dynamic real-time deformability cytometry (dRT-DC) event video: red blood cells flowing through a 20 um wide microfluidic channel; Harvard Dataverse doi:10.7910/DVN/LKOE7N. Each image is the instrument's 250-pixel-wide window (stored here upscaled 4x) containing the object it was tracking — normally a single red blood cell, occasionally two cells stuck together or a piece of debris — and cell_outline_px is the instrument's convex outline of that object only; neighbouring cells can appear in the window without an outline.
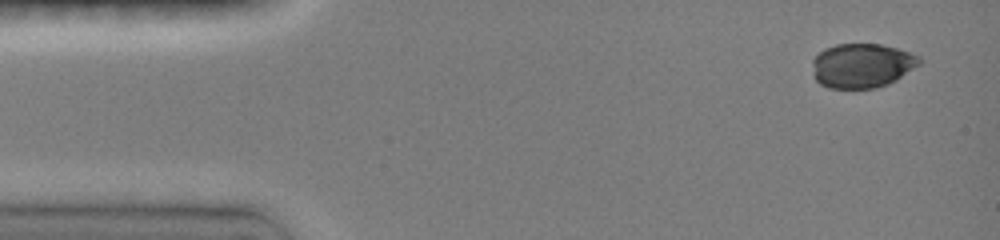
{"species": "common noctule bat (a hibernating species)", "species_latin": "Nyctalus noctula", "temperature_condition": "room temperature", "stored_images_in_passage": 14, "camera_frame_rate_fps": 3000, "um_per_image_px": 0.085, "animal": {"sex": "female", "body_mass_g": 19.0, "forearm_length_mm": 51.5}, "frame": {"image": 1, "passage_image": 1, "time_ms": 0.0, "image_size_px": [1000, 240], "cell_outline_px": [[924, 60], [920, 64], [896, 80], [888, 84], [876, 88], [828, 88], [820, 84], [816, 80], [812, 64], [812, 60], [824, 48], [836, 44], [880, 44], [896, 48], [920, 56]], "centroid_in_image_um": [73.28, 5.57], "position_along_channel_um": 11.7, "area_um2": 27.74}}
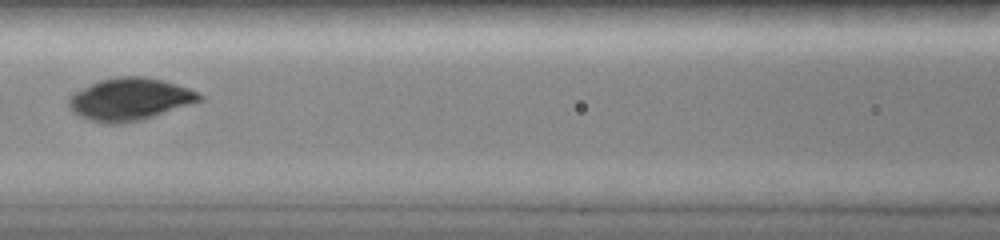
{"frame": {"image": 2, "passage_image": 7, "time_ms": 6.0, "image_size_px": [1000, 240], "cell_outline_px": [[204, 100], [140, 120], [120, 124], [104, 124], [88, 120], [72, 112], [68, 104], [68, 96], [72, 92], [100, 80], [116, 76], [144, 76], [164, 80], [200, 92], [204, 96]], "centroid_in_image_um": [11.01, 8.43], "position_along_channel_um": 155.6, "area_um2": 32.6}}
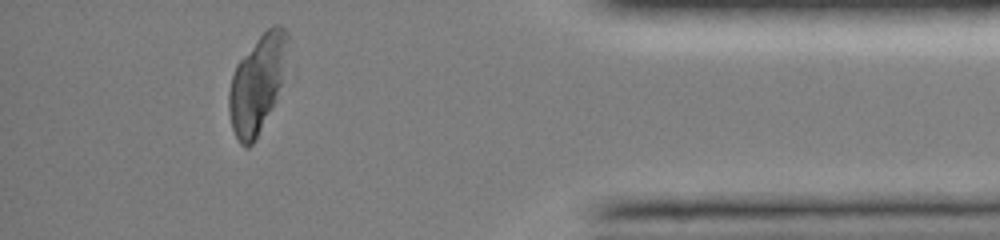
{"frame": {"image": 3, "passage_image": 14, "time_ms": 13.0, "image_size_px": [1000, 240], "cell_outline_px": [[288, 40], [280, 84], [276, 100], [252, 144], [248, 148], [244, 148], [240, 144], [232, 128], [228, 112], [228, 92], [232, 76], [236, 64], [256, 40], [272, 24], [276, 24], [284, 28], [288, 32]], "centroid_in_image_um": [21.82, 7.13], "position_along_channel_um": 413.4, "area_um2": 32.71}}